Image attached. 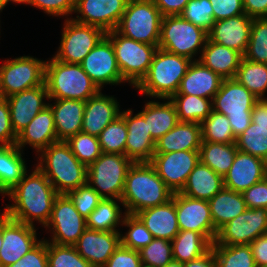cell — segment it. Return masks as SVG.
I'll return each instance as SVG.
<instances>
[{
    "instance_id": "obj_7",
    "label": "cell",
    "mask_w": 267,
    "mask_h": 267,
    "mask_svg": "<svg viewBox=\"0 0 267 267\" xmlns=\"http://www.w3.org/2000/svg\"><path fill=\"white\" fill-rule=\"evenodd\" d=\"M207 39V31L183 19L180 15L164 16L158 48L197 61L198 59L194 57L199 52L201 56Z\"/></svg>"
},
{
    "instance_id": "obj_56",
    "label": "cell",
    "mask_w": 267,
    "mask_h": 267,
    "mask_svg": "<svg viewBox=\"0 0 267 267\" xmlns=\"http://www.w3.org/2000/svg\"><path fill=\"white\" fill-rule=\"evenodd\" d=\"M247 208H267V177L242 192Z\"/></svg>"
},
{
    "instance_id": "obj_15",
    "label": "cell",
    "mask_w": 267,
    "mask_h": 267,
    "mask_svg": "<svg viewBox=\"0 0 267 267\" xmlns=\"http://www.w3.org/2000/svg\"><path fill=\"white\" fill-rule=\"evenodd\" d=\"M199 161V151L185 150L154 153L149 163L164 183L176 193L185 186L189 174Z\"/></svg>"
},
{
    "instance_id": "obj_8",
    "label": "cell",
    "mask_w": 267,
    "mask_h": 267,
    "mask_svg": "<svg viewBox=\"0 0 267 267\" xmlns=\"http://www.w3.org/2000/svg\"><path fill=\"white\" fill-rule=\"evenodd\" d=\"M162 18L152 0H129L115 30L135 41L158 46Z\"/></svg>"
},
{
    "instance_id": "obj_28",
    "label": "cell",
    "mask_w": 267,
    "mask_h": 267,
    "mask_svg": "<svg viewBox=\"0 0 267 267\" xmlns=\"http://www.w3.org/2000/svg\"><path fill=\"white\" fill-rule=\"evenodd\" d=\"M223 78L205 67L199 60L192 61L182 78L176 94L194 95L213 99Z\"/></svg>"
},
{
    "instance_id": "obj_52",
    "label": "cell",
    "mask_w": 267,
    "mask_h": 267,
    "mask_svg": "<svg viewBox=\"0 0 267 267\" xmlns=\"http://www.w3.org/2000/svg\"><path fill=\"white\" fill-rule=\"evenodd\" d=\"M7 267H48L47 241L42 239L21 259Z\"/></svg>"
},
{
    "instance_id": "obj_46",
    "label": "cell",
    "mask_w": 267,
    "mask_h": 267,
    "mask_svg": "<svg viewBox=\"0 0 267 267\" xmlns=\"http://www.w3.org/2000/svg\"><path fill=\"white\" fill-rule=\"evenodd\" d=\"M122 225L129 228L125 235L121 234L120 236L121 245L124 247L140 251L154 239L150 231L136 215L126 213Z\"/></svg>"
},
{
    "instance_id": "obj_39",
    "label": "cell",
    "mask_w": 267,
    "mask_h": 267,
    "mask_svg": "<svg viewBox=\"0 0 267 267\" xmlns=\"http://www.w3.org/2000/svg\"><path fill=\"white\" fill-rule=\"evenodd\" d=\"M173 102L180 122L201 123L212 112V99L194 95L175 94Z\"/></svg>"
},
{
    "instance_id": "obj_1",
    "label": "cell",
    "mask_w": 267,
    "mask_h": 267,
    "mask_svg": "<svg viewBox=\"0 0 267 267\" xmlns=\"http://www.w3.org/2000/svg\"><path fill=\"white\" fill-rule=\"evenodd\" d=\"M6 196H9L13 202L4 208L3 213L6 216L29 225H34V221H38L45 226L51 216L58 193L45 174L36 166L29 175L26 172Z\"/></svg>"
},
{
    "instance_id": "obj_19",
    "label": "cell",
    "mask_w": 267,
    "mask_h": 267,
    "mask_svg": "<svg viewBox=\"0 0 267 267\" xmlns=\"http://www.w3.org/2000/svg\"><path fill=\"white\" fill-rule=\"evenodd\" d=\"M129 0H76L74 21L93 25L105 32L115 30Z\"/></svg>"
},
{
    "instance_id": "obj_65",
    "label": "cell",
    "mask_w": 267,
    "mask_h": 267,
    "mask_svg": "<svg viewBox=\"0 0 267 267\" xmlns=\"http://www.w3.org/2000/svg\"><path fill=\"white\" fill-rule=\"evenodd\" d=\"M3 237H2V213H0V249L2 246Z\"/></svg>"
},
{
    "instance_id": "obj_48",
    "label": "cell",
    "mask_w": 267,
    "mask_h": 267,
    "mask_svg": "<svg viewBox=\"0 0 267 267\" xmlns=\"http://www.w3.org/2000/svg\"><path fill=\"white\" fill-rule=\"evenodd\" d=\"M47 241L48 267H93L74 246L57 245Z\"/></svg>"
},
{
    "instance_id": "obj_13",
    "label": "cell",
    "mask_w": 267,
    "mask_h": 267,
    "mask_svg": "<svg viewBox=\"0 0 267 267\" xmlns=\"http://www.w3.org/2000/svg\"><path fill=\"white\" fill-rule=\"evenodd\" d=\"M44 228L52 233L51 243L73 246L86 229V219L75 209L67 194H58Z\"/></svg>"
},
{
    "instance_id": "obj_42",
    "label": "cell",
    "mask_w": 267,
    "mask_h": 267,
    "mask_svg": "<svg viewBox=\"0 0 267 267\" xmlns=\"http://www.w3.org/2000/svg\"><path fill=\"white\" fill-rule=\"evenodd\" d=\"M217 267H256L249 245H212Z\"/></svg>"
},
{
    "instance_id": "obj_31",
    "label": "cell",
    "mask_w": 267,
    "mask_h": 267,
    "mask_svg": "<svg viewBox=\"0 0 267 267\" xmlns=\"http://www.w3.org/2000/svg\"><path fill=\"white\" fill-rule=\"evenodd\" d=\"M243 56L228 47L207 39L198 60L223 79L234 78Z\"/></svg>"
},
{
    "instance_id": "obj_38",
    "label": "cell",
    "mask_w": 267,
    "mask_h": 267,
    "mask_svg": "<svg viewBox=\"0 0 267 267\" xmlns=\"http://www.w3.org/2000/svg\"><path fill=\"white\" fill-rule=\"evenodd\" d=\"M237 151L236 143L223 144L202 141L199 159L223 177L232 166Z\"/></svg>"
},
{
    "instance_id": "obj_20",
    "label": "cell",
    "mask_w": 267,
    "mask_h": 267,
    "mask_svg": "<svg viewBox=\"0 0 267 267\" xmlns=\"http://www.w3.org/2000/svg\"><path fill=\"white\" fill-rule=\"evenodd\" d=\"M120 236V232L86 228L73 246L93 267H104L120 246Z\"/></svg>"
},
{
    "instance_id": "obj_43",
    "label": "cell",
    "mask_w": 267,
    "mask_h": 267,
    "mask_svg": "<svg viewBox=\"0 0 267 267\" xmlns=\"http://www.w3.org/2000/svg\"><path fill=\"white\" fill-rule=\"evenodd\" d=\"M237 149L267 162V127L250 123L249 127L236 138Z\"/></svg>"
},
{
    "instance_id": "obj_51",
    "label": "cell",
    "mask_w": 267,
    "mask_h": 267,
    "mask_svg": "<svg viewBox=\"0 0 267 267\" xmlns=\"http://www.w3.org/2000/svg\"><path fill=\"white\" fill-rule=\"evenodd\" d=\"M72 200L75 209L85 219L89 214L98 206L99 202L103 199L95 189L88 183L79 188L70 191L68 194Z\"/></svg>"
},
{
    "instance_id": "obj_9",
    "label": "cell",
    "mask_w": 267,
    "mask_h": 267,
    "mask_svg": "<svg viewBox=\"0 0 267 267\" xmlns=\"http://www.w3.org/2000/svg\"><path fill=\"white\" fill-rule=\"evenodd\" d=\"M106 35L111 39L123 80L135 88L146 76L158 46L135 41L116 30Z\"/></svg>"
},
{
    "instance_id": "obj_30",
    "label": "cell",
    "mask_w": 267,
    "mask_h": 267,
    "mask_svg": "<svg viewBox=\"0 0 267 267\" xmlns=\"http://www.w3.org/2000/svg\"><path fill=\"white\" fill-rule=\"evenodd\" d=\"M201 143V124L179 121L175 127L156 141L154 153L199 151Z\"/></svg>"
},
{
    "instance_id": "obj_14",
    "label": "cell",
    "mask_w": 267,
    "mask_h": 267,
    "mask_svg": "<svg viewBox=\"0 0 267 267\" xmlns=\"http://www.w3.org/2000/svg\"><path fill=\"white\" fill-rule=\"evenodd\" d=\"M264 234H267V208H247L218 230L212 245H249Z\"/></svg>"
},
{
    "instance_id": "obj_49",
    "label": "cell",
    "mask_w": 267,
    "mask_h": 267,
    "mask_svg": "<svg viewBox=\"0 0 267 267\" xmlns=\"http://www.w3.org/2000/svg\"><path fill=\"white\" fill-rule=\"evenodd\" d=\"M139 254L143 267H165L173 260L171 241L154 238Z\"/></svg>"
},
{
    "instance_id": "obj_58",
    "label": "cell",
    "mask_w": 267,
    "mask_h": 267,
    "mask_svg": "<svg viewBox=\"0 0 267 267\" xmlns=\"http://www.w3.org/2000/svg\"><path fill=\"white\" fill-rule=\"evenodd\" d=\"M256 267H267V234L258 236L249 244Z\"/></svg>"
},
{
    "instance_id": "obj_37",
    "label": "cell",
    "mask_w": 267,
    "mask_h": 267,
    "mask_svg": "<svg viewBox=\"0 0 267 267\" xmlns=\"http://www.w3.org/2000/svg\"><path fill=\"white\" fill-rule=\"evenodd\" d=\"M119 203L123 206L121 199L103 198L86 218V228L97 231L120 232L116 228L122 224L126 212L122 214Z\"/></svg>"
},
{
    "instance_id": "obj_6",
    "label": "cell",
    "mask_w": 267,
    "mask_h": 267,
    "mask_svg": "<svg viewBox=\"0 0 267 267\" xmlns=\"http://www.w3.org/2000/svg\"><path fill=\"white\" fill-rule=\"evenodd\" d=\"M259 100L235 78L223 79L212 99L213 110L227 116L235 138L250 125L252 110Z\"/></svg>"
},
{
    "instance_id": "obj_50",
    "label": "cell",
    "mask_w": 267,
    "mask_h": 267,
    "mask_svg": "<svg viewBox=\"0 0 267 267\" xmlns=\"http://www.w3.org/2000/svg\"><path fill=\"white\" fill-rule=\"evenodd\" d=\"M180 16L209 32L215 23L209 0H189Z\"/></svg>"
},
{
    "instance_id": "obj_17",
    "label": "cell",
    "mask_w": 267,
    "mask_h": 267,
    "mask_svg": "<svg viewBox=\"0 0 267 267\" xmlns=\"http://www.w3.org/2000/svg\"><path fill=\"white\" fill-rule=\"evenodd\" d=\"M80 65L100 90L106 84L125 83L117 65L111 39L107 35L89 52Z\"/></svg>"
},
{
    "instance_id": "obj_35",
    "label": "cell",
    "mask_w": 267,
    "mask_h": 267,
    "mask_svg": "<svg viewBox=\"0 0 267 267\" xmlns=\"http://www.w3.org/2000/svg\"><path fill=\"white\" fill-rule=\"evenodd\" d=\"M208 202L213 225L217 231L247 209L242 193L225 187Z\"/></svg>"
},
{
    "instance_id": "obj_5",
    "label": "cell",
    "mask_w": 267,
    "mask_h": 267,
    "mask_svg": "<svg viewBox=\"0 0 267 267\" xmlns=\"http://www.w3.org/2000/svg\"><path fill=\"white\" fill-rule=\"evenodd\" d=\"M49 60L45 64V84L50 101L74 99L85 102L100 91L80 64L64 63L54 57Z\"/></svg>"
},
{
    "instance_id": "obj_29",
    "label": "cell",
    "mask_w": 267,
    "mask_h": 267,
    "mask_svg": "<svg viewBox=\"0 0 267 267\" xmlns=\"http://www.w3.org/2000/svg\"><path fill=\"white\" fill-rule=\"evenodd\" d=\"M51 107L58 141H67L82 131L85 102L74 99H54Z\"/></svg>"
},
{
    "instance_id": "obj_34",
    "label": "cell",
    "mask_w": 267,
    "mask_h": 267,
    "mask_svg": "<svg viewBox=\"0 0 267 267\" xmlns=\"http://www.w3.org/2000/svg\"><path fill=\"white\" fill-rule=\"evenodd\" d=\"M22 155L23 151L16 145H0V194L3 197L28 172Z\"/></svg>"
},
{
    "instance_id": "obj_27",
    "label": "cell",
    "mask_w": 267,
    "mask_h": 267,
    "mask_svg": "<svg viewBox=\"0 0 267 267\" xmlns=\"http://www.w3.org/2000/svg\"><path fill=\"white\" fill-rule=\"evenodd\" d=\"M150 231L153 238L172 241L179 232L175 193L168 202L155 207L146 208L135 214Z\"/></svg>"
},
{
    "instance_id": "obj_40",
    "label": "cell",
    "mask_w": 267,
    "mask_h": 267,
    "mask_svg": "<svg viewBox=\"0 0 267 267\" xmlns=\"http://www.w3.org/2000/svg\"><path fill=\"white\" fill-rule=\"evenodd\" d=\"M234 78L257 98L266 99L267 64L242 58Z\"/></svg>"
},
{
    "instance_id": "obj_25",
    "label": "cell",
    "mask_w": 267,
    "mask_h": 267,
    "mask_svg": "<svg viewBox=\"0 0 267 267\" xmlns=\"http://www.w3.org/2000/svg\"><path fill=\"white\" fill-rule=\"evenodd\" d=\"M121 115L120 105L114 96L104 95L101 90L85 101L82 132L99 137L101 131Z\"/></svg>"
},
{
    "instance_id": "obj_44",
    "label": "cell",
    "mask_w": 267,
    "mask_h": 267,
    "mask_svg": "<svg viewBox=\"0 0 267 267\" xmlns=\"http://www.w3.org/2000/svg\"><path fill=\"white\" fill-rule=\"evenodd\" d=\"M98 138L103 153L125 155V145L127 141V126L125 120L119 116L101 131Z\"/></svg>"
},
{
    "instance_id": "obj_2",
    "label": "cell",
    "mask_w": 267,
    "mask_h": 267,
    "mask_svg": "<svg viewBox=\"0 0 267 267\" xmlns=\"http://www.w3.org/2000/svg\"><path fill=\"white\" fill-rule=\"evenodd\" d=\"M173 194L149 162H139L133 163L127 171L121 201L125 212L135 215L168 202Z\"/></svg>"
},
{
    "instance_id": "obj_16",
    "label": "cell",
    "mask_w": 267,
    "mask_h": 267,
    "mask_svg": "<svg viewBox=\"0 0 267 267\" xmlns=\"http://www.w3.org/2000/svg\"><path fill=\"white\" fill-rule=\"evenodd\" d=\"M2 237L0 267L16 263L41 240L37 238L34 225L10 219L2 213Z\"/></svg>"
},
{
    "instance_id": "obj_4",
    "label": "cell",
    "mask_w": 267,
    "mask_h": 267,
    "mask_svg": "<svg viewBox=\"0 0 267 267\" xmlns=\"http://www.w3.org/2000/svg\"><path fill=\"white\" fill-rule=\"evenodd\" d=\"M192 60L158 48L146 76L135 87L151 98L170 99L178 91Z\"/></svg>"
},
{
    "instance_id": "obj_67",
    "label": "cell",
    "mask_w": 267,
    "mask_h": 267,
    "mask_svg": "<svg viewBox=\"0 0 267 267\" xmlns=\"http://www.w3.org/2000/svg\"><path fill=\"white\" fill-rule=\"evenodd\" d=\"M4 98L2 88H1V78H0V99Z\"/></svg>"
},
{
    "instance_id": "obj_18",
    "label": "cell",
    "mask_w": 267,
    "mask_h": 267,
    "mask_svg": "<svg viewBox=\"0 0 267 267\" xmlns=\"http://www.w3.org/2000/svg\"><path fill=\"white\" fill-rule=\"evenodd\" d=\"M175 207L179 231H196L211 244L215 241L218 231L214 228L208 201L176 192Z\"/></svg>"
},
{
    "instance_id": "obj_10",
    "label": "cell",
    "mask_w": 267,
    "mask_h": 267,
    "mask_svg": "<svg viewBox=\"0 0 267 267\" xmlns=\"http://www.w3.org/2000/svg\"><path fill=\"white\" fill-rule=\"evenodd\" d=\"M133 162L123 154L103 153L87 167V183L102 198L121 199Z\"/></svg>"
},
{
    "instance_id": "obj_11",
    "label": "cell",
    "mask_w": 267,
    "mask_h": 267,
    "mask_svg": "<svg viewBox=\"0 0 267 267\" xmlns=\"http://www.w3.org/2000/svg\"><path fill=\"white\" fill-rule=\"evenodd\" d=\"M64 22L58 51L53 57L64 63L80 64L106 35L93 25H85L68 18Z\"/></svg>"
},
{
    "instance_id": "obj_32",
    "label": "cell",
    "mask_w": 267,
    "mask_h": 267,
    "mask_svg": "<svg viewBox=\"0 0 267 267\" xmlns=\"http://www.w3.org/2000/svg\"><path fill=\"white\" fill-rule=\"evenodd\" d=\"M223 187V177L199 161L179 193L194 199L209 201Z\"/></svg>"
},
{
    "instance_id": "obj_54",
    "label": "cell",
    "mask_w": 267,
    "mask_h": 267,
    "mask_svg": "<svg viewBox=\"0 0 267 267\" xmlns=\"http://www.w3.org/2000/svg\"><path fill=\"white\" fill-rule=\"evenodd\" d=\"M104 267H143L139 251L120 244Z\"/></svg>"
},
{
    "instance_id": "obj_61",
    "label": "cell",
    "mask_w": 267,
    "mask_h": 267,
    "mask_svg": "<svg viewBox=\"0 0 267 267\" xmlns=\"http://www.w3.org/2000/svg\"><path fill=\"white\" fill-rule=\"evenodd\" d=\"M251 122L258 126L267 127V98L259 99L252 110Z\"/></svg>"
},
{
    "instance_id": "obj_22",
    "label": "cell",
    "mask_w": 267,
    "mask_h": 267,
    "mask_svg": "<svg viewBox=\"0 0 267 267\" xmlns=\"http://www.w3.org/2000/svg\"><path fill=\"white\" fill-rule=\"evenodd\" d=\"M10 109L11 125L18 135L46 106L49 99L46 85H39L6 98ZM44 100V101H43Z\"/></svg>"
},
{
    "instance_id": "obj_33",
    "label": "cell",
    "mask_w": 267,
    "mask_h": 267,
    "mask_svg": "<svg viewBox=\"0 0 267 267\" xmlns=\"http://www.w3.org/2000/svg\"><path fill=\"white\" fill-rule=\"evenodd\" d=\"M163 100H167V102L149 100L140 112L144 116L148 131L155 142L179 122L173 102L170 99Z\"/></svg>"
},
{
    "instance_id": "obj_60",
    "label": "cell",
    "mask_w": 267,
    "mask_h": 267,
    "mask_svg": "<svg viewBox=\"0 0 267 267\" xmlns=\"http://www.w3.org/2000/svg\"><path fill=\"white\" fill-rule=\"evenodd\" d=\"M245 14L251 18H267V0H243Z\"/></svg>"
},
{
    "instance_id": "obj_23",
    "label": "cell",
    "mask_w": 267,
    "mask_h": 267,
    "mask_svg": "<svg viewBox=\"0 0 267 267\" xmlns=\"http://www.w3.org/2000/svg\"><path fill=\"white\" fill-rule=\"evenodd\" d=\"M266 177L265 160L238 150L232 166L223 176V185L227 189L242 193Z\"/></svg>"
},
{
    "instance_id": "obj_66",
    "label": "cell",
    "mask_w": 267,
    "mask_h": 267,
    "mask_svg": "<svg viewBox=\"0 0 267 267\" xmlns=\"http://www.w3.org/2000/svg\"><path fill=\"white\" fill-rule=\"evenodd\" d=\"M11 0H0V10H3Z\"/></svg>"
},
{
    "instance_id": "obj_24",
    "label": "cell",
    "mask_w": 267,
    "mask_h": 267,
    "mask_svg": "<svg viewBox=\"0 0 267 267\" xmlns=\"http://www.w3.org/2000/svg\"><path fill=\"white\" fill-rule=\"evenodd\" d=\"M252 21L253 18L246 14L217 20L208 32V39L233 49L243 56L250 39Z\"/></svg>"
},
{
    "instance_id": "obj_3",
    "label": "cell",
    "mask_w": 267,
    "mask_h": 267,
    "mask_svg": "<svg viewBox=\"0 0 267 267\" xmlns=\"http://www.w3.org/2000/svg\"><path fill=\"white\" fill-rule=\"evenodd\" d=\"M36 165L58 194H68L87 183V167L72 153L66 141H57L38 154Z\"/></svg>"
},
{
    "instance_id": "obj_26",
    "label": "cell",
    "mask_w": 267,
    "mask_h": 267,
    "mask_svg": "<svg viewBox=\"0 0 267 267\" xmlns=\"http://www.w3.org/2000/svg\"><path fill=\"white\" fill-rule=\"evenodd\" d=\"M57 141L54 116L48 105L17 135L15 145L22 151H24L23 147L30 145L39 154Z\"/></svg>"
},
{
    "instance_id": "obj_12",
    "label": "cell",
    "mask_w": 267,
    "mask_h": 267,
    "mask_svg": "<svg viewBox=\"0 0 267 267\" xmlns=\"http://www.w3.org/2000/svg\"><path fill=\"white\" fill-rule=\"evenodd\" d=\"M46 61L32 56L7 59L0 66L1 88L5 98L45 84Z\"/></svg>"
},
{
    "instance_id": "obj_41",
    "label": "cell",
    "mask_w": 267,
    "mask_h": 267,
    "mask_svg": "<svg viewBox=\"0 0 267 267\" xmlns=\"http://www.w3.org/2000/svg\"><path fill=\"white\" fill-rule=\"evenodd\" d=\"M202 141L230 144L236 143L226 115L212 110L201 123Z\"/></svg>"
},
{
    "instance_id": "obj_62",
    "label": "cell",
    "mask_w": 267,
    "mask_h": 267,
    "mask_svg": "<svg viewBox=\"0 0 267 267\" xmlns=\"http://www.w3.org/2000/svg\"><path fill=\"white\" fill-rule=\"evenodd\" d=\"M183 267H217V262L212 248L203 256L183 263Z\"/></svg>"
},
{
    "instance_id": "obj_57",
    "label": "cell",
    "mask_w": 267,
    "mask_h": 267,
    "mask_svg": "<svg viewBox=\"0 0 267 267\" xmlns=\"http://www.w3.org/2000/svg\"><path fill=\"white\" fill-rule=\"evenodd\" d=\"M17 135L15 134L10 118V109L7 99H0V145H15Z\"/></svg>"
},
{
    "instance_id": "obj_45",
    "label": "cell",
    "mask_w": 267,
    "mask_h": 267,
    "mask_svg": "<svg viewBox=\"0 0 267 267\" xmlns=\"http://www.w3.org/2000/svg\"><path fill=\"white\" fill-rule=\"evenodd\" d=\"M243 58L267 64V18H254L250 39Z\"/></svg>"
},
{
    "instance_id": "obj_59",
    "label": "cell",
    "mask_w": 267,
    "mask_h": 267,
    "mask_svg": "<svg viewBox=\"0 0 267 267\" xmlns=\"http://www.w3.org/2000/svg\"><path fill=\"white\" fill-rule=\"evenodd\" d=\"M162 16L180 15L189 0H152Z\"/></svg>"
},
{
    "instance_id": "obj_21",
    "label": "cell",
    "mask_w": 267,
    "mask_h": 267,
    "mask_svg": "<svg viewBox=\"0 0 267 267\" xmlns=\"http://www.w3.org/2000/svg\"><path fill=\"white\" fill-rule=\"evenodd\" d=\"M127 126L125 155L133 163L150 162L154 156L155 144L144 116L139 112L133 116V110H123L120 115Z\"/></svg>"
},
{
    "instance_id": "obj_64",
    "label": "cell",
    "mask_w": 267,
    "mask_h": 267,
    "mask_svg": "<svg viewBox=\"0 0 267 267\" xmlns=\"http://www.w3.org/2000/svg\"><path fill=\"white\" fill-rule=\"evenodd\" d=\"M33 0H11V2L13 3H22V4H27V5H30L31 6V3H32Z\"/></svg>"
},
{
    "instance_id": "obj_47",
    "label": "cell",
    "mask_w": 267,
    "mask_h": 267,
    "mask_svg": "<svg viewBox=\"0 0 267 267\" xmlns=\"http://www.w3.org/2000/svg\"><path fill=\"white\" fill-rule=\"evenodd\" d=\"M72 153L86 167L91 165L101 154L99 138L85 132H79L66 141Z\"/></svg>"
},
{
    "instance_id": "obj_53",
    "label": "cell",
    "mask_w": 267,
    "mask_h": 267,
    "mask_svg": "<svg viewBox=\"0 0 267 267\" xmlns=\"http://www.w3.org/2000/svg\"><path fill=\"white\" fill-rule=\"evenodd\" d=\"M31 6L51 16H68L74 13L76 0H33Z\"/></svg>"
},
{
    "instance_id": "obj_36",
    "label": "cell",
    "mask_w": 267,
    "mask_h": 267,
    "mask_svg": "<svg viewBox=\"0 0 267 267\" xmlns=\"http://www.w3.org/2000/svg\"><path fill=\"white\" fill-rule=\"evenodd\" d=\"M173 260L186 263L206 254L212 244L200 233L179 231L171 241Z\"/></svg>"
},
{
    "instance_id": "obj_63",
    "label": "cell",
    "mask_w": 267,
    "mask_h": 267,
    "mask_svg": "<svg viewBox=\"0 0 267 267\" xmlns=\"http://www.w3.org/2000/svg\"><path fill=\"white\" fill-rule=\"evenodd\" d=\"M165 267H183V263H180L179 261L176 260H172Z\"/></svg>"
},
{
    "instance_id": "obj_55",
    "label": "cell",
    "mask_w": 267,
    "mask_h": 267,
    "mask_svg": "<svg viewBox=\"0 0 267 267\" xmlns=\"http://www.w3.org/2000/svg\"><path fill=\"white\" fill-rule=\"evenodd\" d=\"M215 21L245 14L243 0H209Z\"/></svg>"
}]
</instances>
